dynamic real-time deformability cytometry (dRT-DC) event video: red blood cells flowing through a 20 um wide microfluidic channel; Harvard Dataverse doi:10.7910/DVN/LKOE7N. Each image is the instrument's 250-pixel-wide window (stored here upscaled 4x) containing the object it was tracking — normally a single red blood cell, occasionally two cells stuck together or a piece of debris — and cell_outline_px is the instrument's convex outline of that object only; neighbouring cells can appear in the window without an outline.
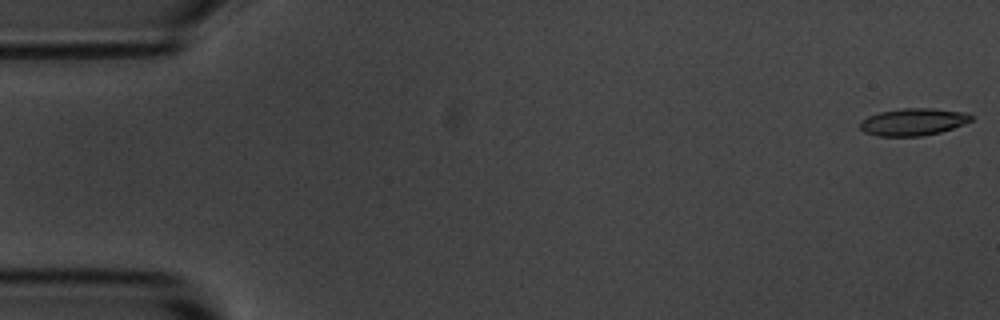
{"species": "common noctule bat (a hibernating species)", "species_latin": "Nyctalus noctula", "temperature_condition": "room temperature", "stored_images_in_passage": 7, "camera_frame_rate_fps": 3000, "um_per_image_px": 0.085, "animal": {"sex": "male", "body_mass_g": 20.1, "forearm_length_mm": 53.5}, "frame": {"image": 1, "passage_image": 1, "time_ms": 0.0, "image_size_px": [1000, 320], "cell_outline_px": [[972, 120], [964, 124], [940, 132], [920, 136], [876, 136], [864, 132], [860, 128], [860, 120], [868, 116], [880, 112], [904, 108], [932, 108], [968, 112], [972, 116]], "centroid_in_image_um": [77.62, 10.36], "position_along_channel_um": 7.4, "area_um2": 17.69}}
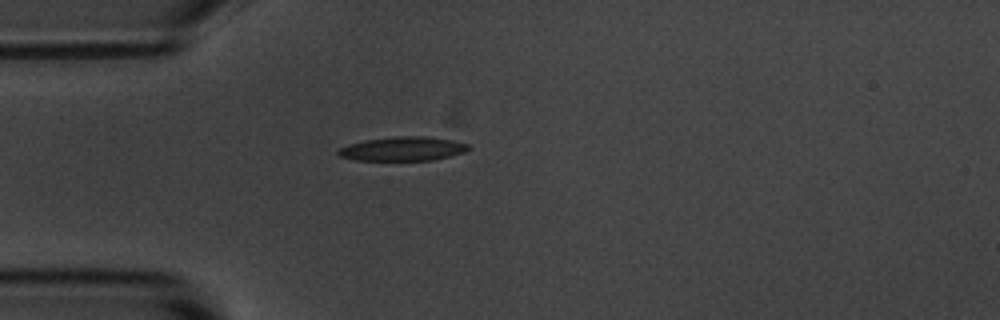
{"frame": {"image": 2, "passage_image": 5, "time_ms": 4.667, "image_size_px": [1000, 320], "cell_outline_px": [[472, 148], [464, 152], [432, 160], [356, 160], [340, 156], [336, 152], [340, 148], [348, 144], [364, 140], [392, 136], [428, 136], [452, 140], [468, 144]], "centroid_in_image_um": [34.24, 12.63], "position_along_channel_um": 50.8, "area_um2": 18.26}}